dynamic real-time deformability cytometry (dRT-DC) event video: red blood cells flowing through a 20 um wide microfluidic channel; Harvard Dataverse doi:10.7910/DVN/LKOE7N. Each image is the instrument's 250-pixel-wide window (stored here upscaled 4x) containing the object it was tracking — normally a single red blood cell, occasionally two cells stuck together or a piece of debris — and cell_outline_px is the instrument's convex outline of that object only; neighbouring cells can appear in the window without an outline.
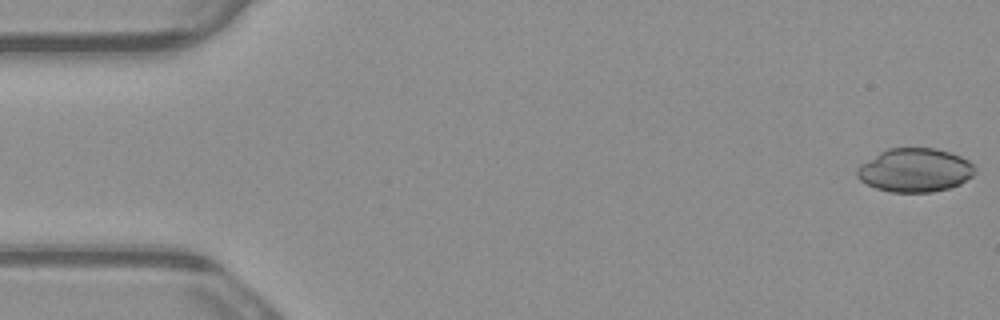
{"species": "common noctule bat (a hibernating species)", "species_latin": "Nyctalus noctula", "temperature_condition": "warm", "stored_images_in_passage": 6, "segment_of_instrument_passage": [1, 2], "camera_frame_rate_fps": 3000, "um_per_image_px": 0.085, "animal": {"sex": "male", "body_mass_g": 23.1, "forearm_length_mm": 52.7}, "frame": {"image": 1, "passage_image": 1, "time_ms": 0.0, "image_size_px": [1000, 320], "cell_outline_px": [[976, 172], [972, 176], [960, 184], [948, 188], [932, 192], [892, 192], [876, 188], [860, 180], [856, 176], [856, 168], [860, 164], [880, 152], [888, 148], [936, 148], [960, 156], [968, 160], [976, 168]], "centroid_in_image_um": [77.76, 14.46], "position_along_channel_um": 7.2, "area_um2": 30.0}}